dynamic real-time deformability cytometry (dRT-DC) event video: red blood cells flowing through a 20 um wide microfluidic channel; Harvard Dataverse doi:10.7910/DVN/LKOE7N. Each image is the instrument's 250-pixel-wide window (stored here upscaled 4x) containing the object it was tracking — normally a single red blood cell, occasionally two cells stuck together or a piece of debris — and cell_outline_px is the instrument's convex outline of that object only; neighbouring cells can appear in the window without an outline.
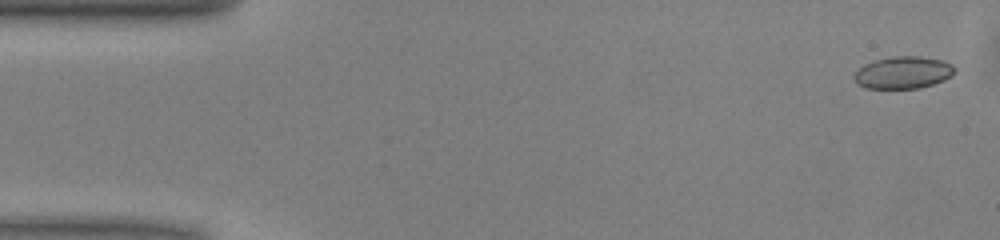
{"species": "common noctule bat (a hibernating species)", "species_latin": "Nyctalus noctula", "temperature_condition": "warm", "stored_images_in_passage": 50, "camera_frame_rate_fps": 3000, "um_per_image_px": 0.085, "animal": {"sex": "male", "body_mass_g": 13.0, "forearm_length_mm": 53.1}, "frame": {"image": 1, "passage_image": 1, "time_ms": 0.0, "image_size_px": [1000, 240], "cell_outline_px": [[956, 68], [952, 76], [944, 80], [920, 88], [864, 88], [852, 76], [864, 64], [876, 60], [892, 56], [920, 56], [940, 60], [952, 64]], "centroid_in_image_um": [76.79, 6.16], "position_along_channel_um": 8.2, "area_um2": 18.73}}
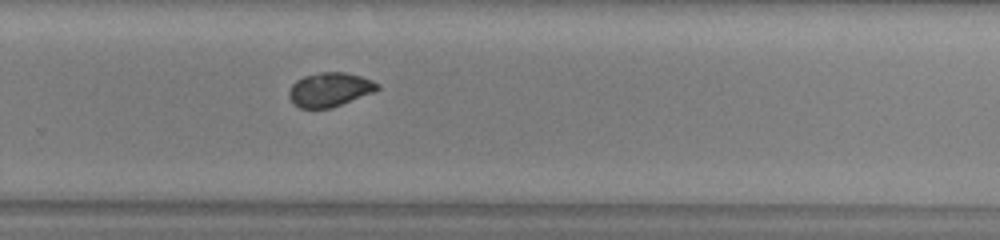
{"frame": {"image": 2, "passage_image": 32, "time_ms": 10.333, "image_size_px": [1000, 240], "cell_outline_px": [[380, 88], [372, 92], [332, 108], [300, 108], [288, 96], [288, 92], [292, 84], [296, 80], [304, 76], [320, 72], [344, 72], [360, 76], [372, 80], [380, 84]], "centroid_in_image_um": [28.02, 7.6], "position_along_channel_um": 301.8, "area_um2": 17.4}}
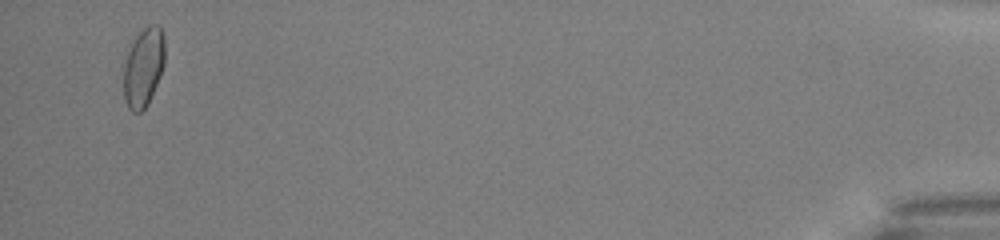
{"frame": {"image": 3, "passage_image": 48, "time_ms": 15.667, "image_size_px": [1000, 240], "cell_outline_px": [[164, 64], [160, 76], [148, 104], [140, 112], [132, 112], [128, 108], [124, 100], [124, 64], [132, 36], [148, 24], [156, 24], [160, 28], [164, 36]], "centroid_in_image_um": [12.18, 5.67], "position_along_channel_um": 423.0, "area_um2": 19.31}, "authors_computed_cell_mechanics": {"area_um2": 18.2937, "velocity_mm_per_s": 4.0367, "shape_relaxation_time_tau1_ms": null, "shape_relaxation_time_tau2_ms": 1.0364, "deformation_change_tau1": null, "deformation_change_tau2": 0.0374}}